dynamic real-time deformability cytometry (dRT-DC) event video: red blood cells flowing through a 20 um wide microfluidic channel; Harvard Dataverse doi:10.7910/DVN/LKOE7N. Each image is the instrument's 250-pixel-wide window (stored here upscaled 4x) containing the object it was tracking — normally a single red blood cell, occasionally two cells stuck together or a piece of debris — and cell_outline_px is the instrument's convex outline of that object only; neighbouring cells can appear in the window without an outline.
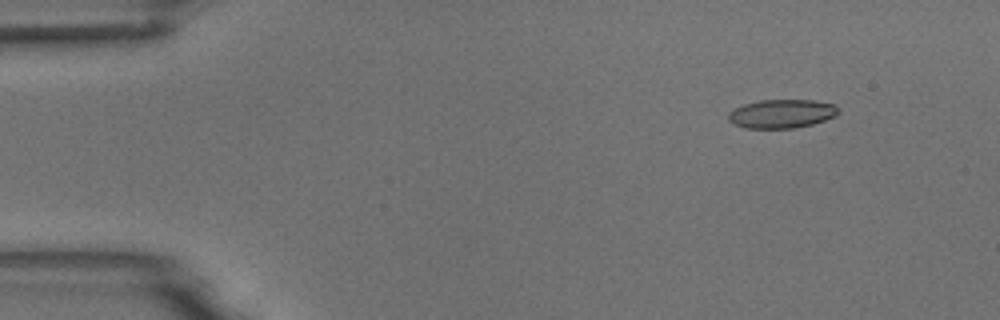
{"species": "common noctule bat (a hibernating species)", "species_latin": "Nyctalus noctula", "temperature_condition": "room temperature", "stored_images_in_passage": 6, "camera_frame_rate_fps": 3000, "um_per_image_px": 0.085, "animal": {"sex": "male", "body_mass_g": 18.8}, "frame": {"image": 1, "passage_image": 2, "time_ms": 0.333, "image_size_px": [1000, 320], "cell_outline_px": [[840, 112], [836, 116], [812, 124], [792, 128], [744, 128], [732, 124], [728, 120], [728, 112], [744, 104], [760, 100], [812, 100], [836, 104], [840, 108]], "centroid_in_image_um": [66.46, 9.66], "position_along_channel_um": 18.5, "area_um2": 18.55}}
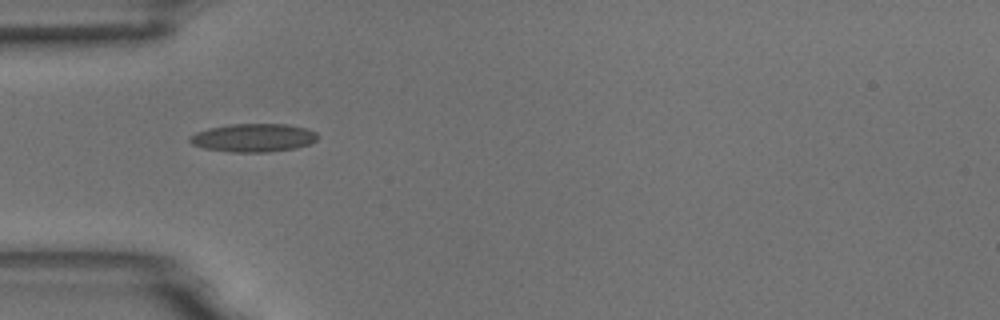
{"frame": {"image": 2, "passage_image": 5, "time_ms": 1.333, "image_size_px": [1000, 320], "cell_outline_px": [[316, 140], [308, 144], [296, 148], [268, 152], [232, 152], [204, 148], [192, 144], [188, 140], [188, 136], [196, 132], [208, 128], [232, 124], [288, 124], [304, 128], [316, 132]], "centroid_in_image_um": [21.5, 11.71], "position_along_channel_um": 63.5, "area_um2": 20.98}}
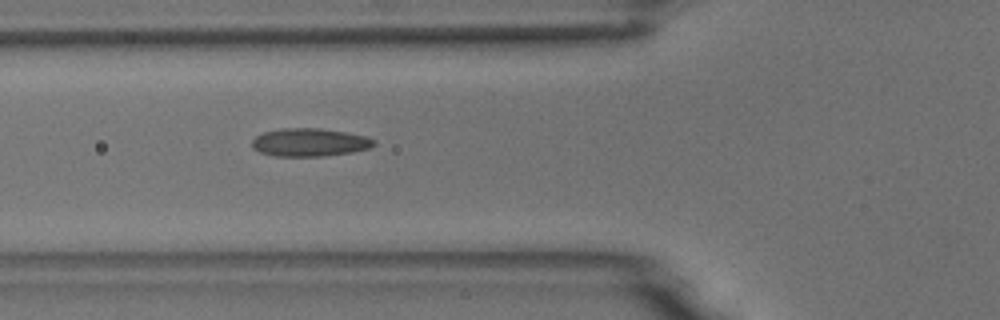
{"frame": {"image": 3, "passage_image": 6, "time_ms": 1.667, "image_size_px": [1000, 320], "cell_outline_px": [[376, 144], [368, 148], [352, 152], [324, 156], [276, 156], [260, 152], [252, 148], [252, 140], [256, 136], [264, 132], [284, 128], [320, 128], [344, 132], [364, 136], [376, 140]], "centroid_in_image_um": [26.31, 12.1], "position_along_channel_um": 99.5, "area_um2": 19.83}}